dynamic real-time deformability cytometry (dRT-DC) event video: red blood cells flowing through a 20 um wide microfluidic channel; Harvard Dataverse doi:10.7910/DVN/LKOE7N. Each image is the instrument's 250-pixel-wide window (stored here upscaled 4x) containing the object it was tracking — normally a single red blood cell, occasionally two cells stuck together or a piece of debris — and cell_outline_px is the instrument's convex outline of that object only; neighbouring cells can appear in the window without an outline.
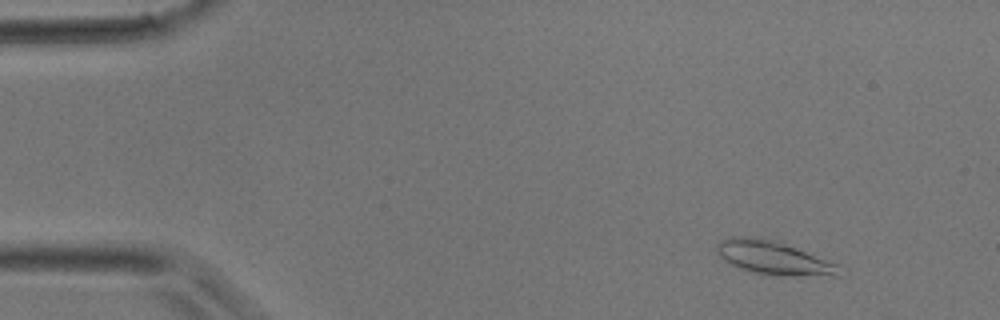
{"species": "common noctule bat (a hibernating species)", "species_latin": "Nyctalus noctula", "temperature_condition": "room temperature", "stored_images_in_passage": 8, "camera_frame_rate_fps": 3000, "um_per_image_px": 0.085, "animal": {"sex": "male", "body_mass_g": 17.9}, "frame": {"image": 1, "passage_image": 5, "time_ms": 1.333, "image_size_px": [1000, 320], "cell_outline_px": [[840, 276], [836, 276], [756, 272], [740, 268], [724, 260], [716, 252], [716, 244], [720, 240], [760, 236], [764, 236], [780, 240], [840, 264]], "centroid_in_image_um": [65.81, 21.86], "position_along_channel_um": 19.2, "area_um2": 23.52}}